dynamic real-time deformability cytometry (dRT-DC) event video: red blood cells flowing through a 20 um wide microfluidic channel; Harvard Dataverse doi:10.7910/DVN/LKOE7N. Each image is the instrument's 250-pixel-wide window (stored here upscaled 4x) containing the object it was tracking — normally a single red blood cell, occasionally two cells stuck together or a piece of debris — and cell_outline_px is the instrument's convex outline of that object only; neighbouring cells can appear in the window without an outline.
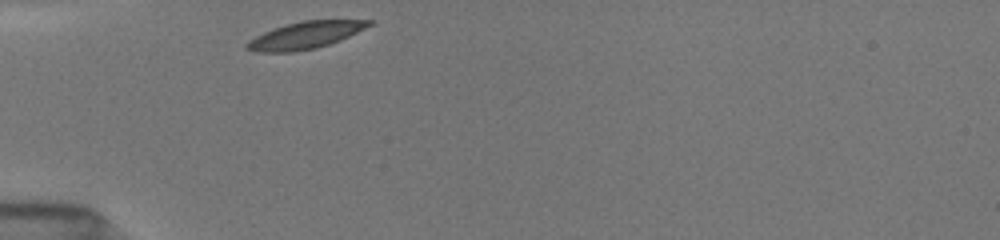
{"species": "common noctule bat (a hibernating species)", "species_latin": "Nyctalus noctula", "temperature_condition": "room temperature", "stored_images_in_passage": 27, "camera_frame_rate_fps": 3000, "um_per_image_px": 0.085, "animal": {"sex": "female", "body_mass_g": 19.5, "forearm_length_mm": 54.1}, "frame": {"image": 1, "passage_image": 1, "time_ms": 0.0, "image_size_px": [1000, 240], "cell_outline_px": [[376, 20], [372, 24], [340, 40], [316, 48], [292, 52], [256, 52], [244, 48], [244, 44], [248, 40], [272, 28], [300, 20]], "centroid_in_image_um": [25.89, 2.99], "position_along_channel_um": 59.1, "area_um2": 19.25}}
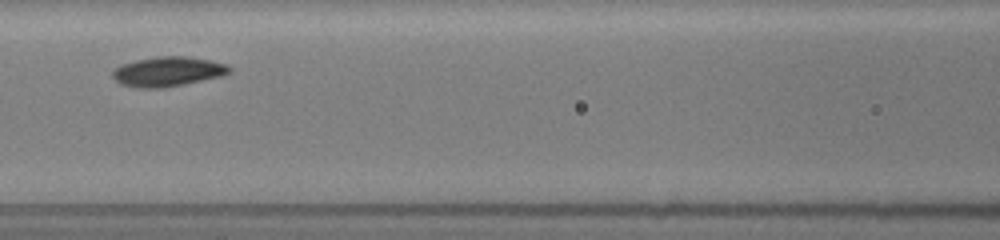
{"frame": {"image": 2, "passage_image": 9, "time_ms": 2.667, "image_size_px": [1000, 240], "cell_outline_px": [[232, 72], [224, 76], [164, 88], [136, 88], [120, 84], [112, 76], [112, 72], [120, 64], [136, 60], [156, 56], [188, 56], [212, 60], [228, 64], [232, 68]], "centroid_in_image_um": [14.31, 6.08], "position_along_channel_um": 152.3, "area_um2": 20.63}}
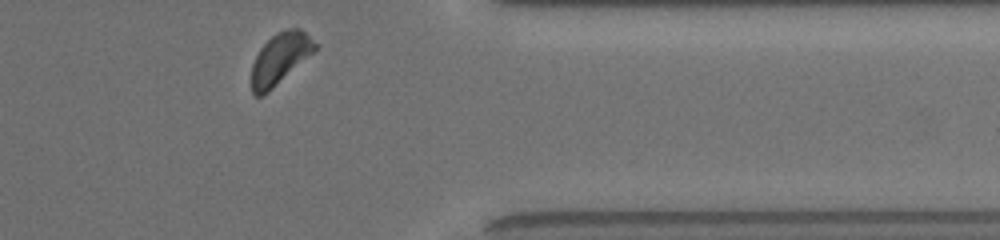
{"frame": {"image": 3, "passage_image": 26, "time_ms": 9.0, "image_size_px": [1000, 240], "cell_outline_px": [[320, 48], [268, 92], [260, 96], [256, 96], [252, 92], [252, 64], [260, 48], [276, 32], [288, 28], [300, 28], [320, 44]], "centroid_in_image_um": [23.87, 4.95], "position_along_channel_um": 387.5, "area_um2": 19.13}, "authors_computed_cell_mechanics": {"area_um2": 19.7676, "velocity_mm_per_s": 3.8689, "shape_relaxation_time_tau1_ms": 0.8364, "shape_relaxation_time_tau2_ms": 4.8033, "deformation_change_tau1": 0.078, "deformation_change_tau2": 0.1032}}